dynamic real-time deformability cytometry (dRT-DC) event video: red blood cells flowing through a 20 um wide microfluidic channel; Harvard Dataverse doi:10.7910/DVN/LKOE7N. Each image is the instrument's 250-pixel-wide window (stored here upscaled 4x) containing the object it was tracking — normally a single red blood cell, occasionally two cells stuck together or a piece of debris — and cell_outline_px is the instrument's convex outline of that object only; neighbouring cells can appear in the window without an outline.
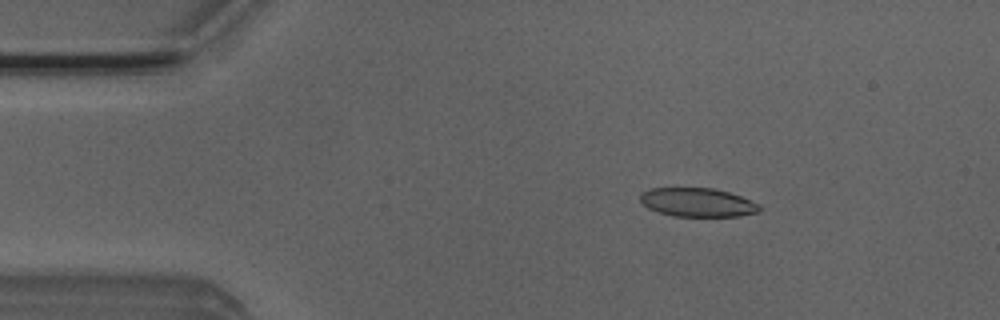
{"species": "Egyptian fruit bat (a non-hibernating species)", "species_latin": "Rousettus aegyptiacus", "temperature_condition": "room temperature", "stored_images_in_passage": 50, "camera_frame_rate_fps": 3000, "um_per_image_px": 0.085, "animal": {"sex": "male"}, "frame": {"image": 1, "passage_image": 7, "time_ms": 2.0, "image_size_px": [1000, 320], "cell_outline_px": [[760, 208], [756, 212], [740, 216], [672, 216], [648, 208], [640, 200], [640, 192], [652, 188], [712, 188], [728, 192], [740, 196], [760, 204]], "centroid_in_image_um": [59.27, 17.2], "position_along_channel_um": 25.7, "area_um2": 19.83}}
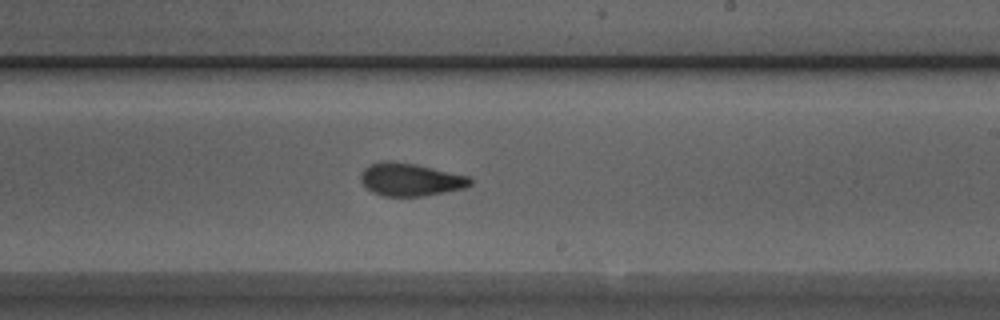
{"frame": {"image": 2, "passage_image": 29, "time_ms": 9.333, "image_size_px": [1000, 320], "cell_outline_px": [[472, 184], [464, 188], [424, 196], [384, 196], [372, 192], [360, 180], [360, 176], [364, 168], [368, 164], [380, 160], [392, 160], [416, 164], [468, 176], [472, 180]], "centroid_in_image_um": [34.85, 15.24], "position_along_channel_um": 254.2, "area_um2": 21.04}}
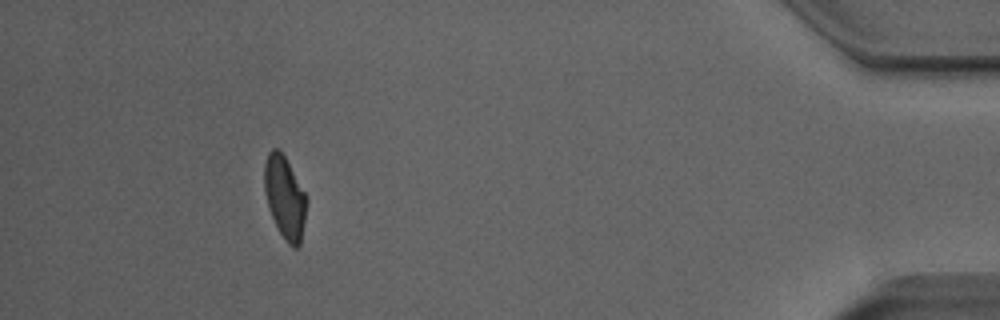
{"frame": {"image": 3, "passage_image": 46, "time_ms": 15.0, "image_size_px": [1000, 320], "cell_outline_px": [[308, 200], [300, 244], [296, 248], [292, 248], [284, 240], [272, 216], [264, 192], [264, 164], [268, 152], [272, 148], [276, 148], [284, 156], [308, 196]], "centroid_in_image_um": [24.22, 16.78], "position_along_channel_um": 411.0, "area_um2": 20.29}, "authors_computed_cell_mechanics": {"area_um2": 21.1837, "velocity_mm_per_s": 3.9259, "shape_relaxation_time_tau1_ms": 6.1816, "shape_relaxation_time_tau2_ms": 1.5197, "deformation_change_tau1": 0.1696, "deformation_change_tau2": 0.0775}}